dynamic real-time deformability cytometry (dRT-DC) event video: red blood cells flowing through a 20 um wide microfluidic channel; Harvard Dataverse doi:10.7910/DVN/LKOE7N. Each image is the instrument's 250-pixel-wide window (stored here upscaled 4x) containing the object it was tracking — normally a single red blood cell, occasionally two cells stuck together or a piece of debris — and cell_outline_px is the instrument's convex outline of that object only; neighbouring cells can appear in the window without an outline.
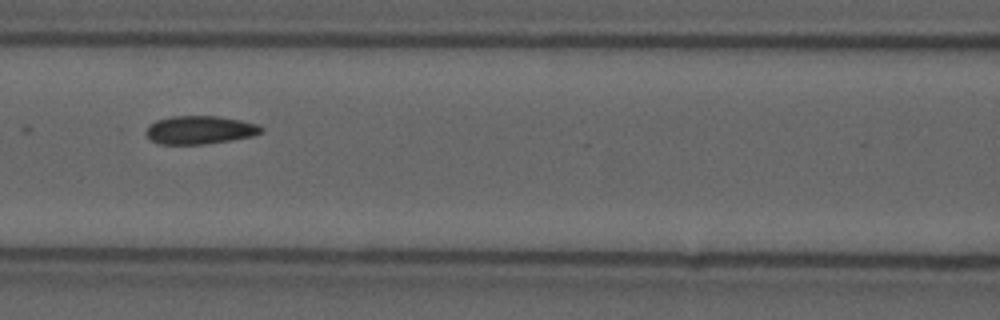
{"species": "common noctule bat (a hibernating species)", "species_latin": "Nyctalus noctula", "temperature_condition": "cold", "stored_images_in_passage": 8, "camera_frame_rate_fps": 3000, "um_per_image_px": 0.085, "animal": {"sex": "male", "forearm_length_mm": 52.5}, "frame": {"image": 1, "passage_image": 7, "time_ms": 2.0, "image_size_px": [1000, 320], "cell_outline_px": [[264, 132], [252, 136], [232, 140], [204, 144], [160, 144], [152, 140], [148, 136], [148, 124], [156, 120], [172, 116], [216, 116], [240, 120], [260, 124], [264, 128]], "centroid_in_image_um": [17.04, 11.04], "position_along_channel_um": 149.6, "area_um2": 18.96}}
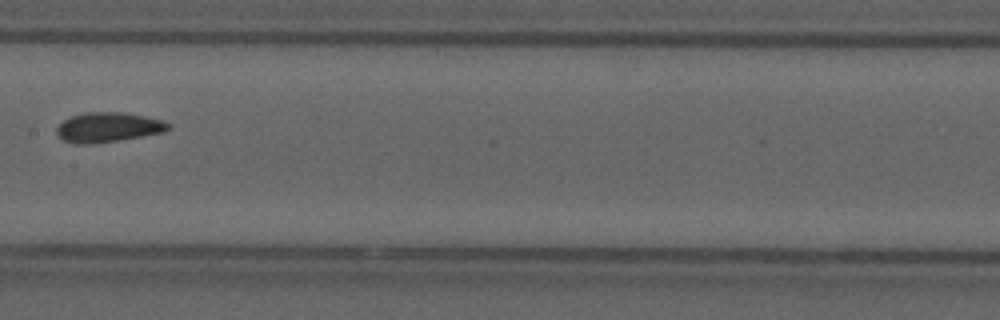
{"frame": {"image": 2, "passage_image": 8, "time_ms": 2.333, "image_size_px": [1000, 320], "cell_outline_px": [[172, 128], [164, 132], [92, 144], [76, 144], [64, 140], [56, 132], [56, 128], [64, 120], [72, 116], [84, 112], [120, 112], [144, 116], [164, 120], [172, 124]], "centroid_in_image_um": [9.22, 10.81], "position_along_channel_um": 198.2, "area_um2": 19.25}}